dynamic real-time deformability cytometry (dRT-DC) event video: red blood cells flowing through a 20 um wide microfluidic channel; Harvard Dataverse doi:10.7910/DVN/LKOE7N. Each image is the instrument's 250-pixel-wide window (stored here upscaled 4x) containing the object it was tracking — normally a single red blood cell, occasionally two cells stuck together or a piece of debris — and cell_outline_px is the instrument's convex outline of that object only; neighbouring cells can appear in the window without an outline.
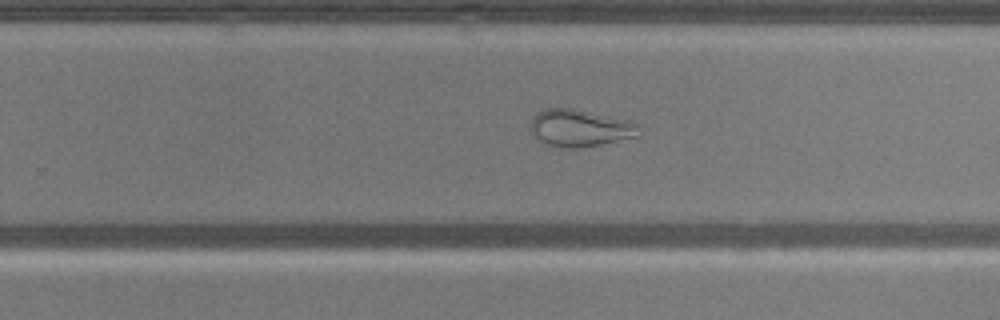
{"species": "common noctule bat (a hibernating species)", "species_latin": "Nyctalus noctula", "temperature_condition": "warm", "stored_images_in_passage": 50, "camera_frame_rate_fps": 3000, "um_per_image_px": 0.085, "animal": {"sex": "male", "body_mass_g": 20.5, "forearm_length_mm": 52.5}, "frame": {"image": 1, "passage_image": 31, "time_ms": 10.0, "image_size_px": [1000, 320], "cell_outline_px": [[640, 136], [580, 148], [560, 148], [548, 144], [532, 136], [528, 128], [532, 116], [536, 112], [544, 108], [572, 108], [628, 120], [636, 124]], "centroid_in_image_um": [49.21, 10.88], "position_along_channel_um": 280.6, "area_um2": 23.64}}
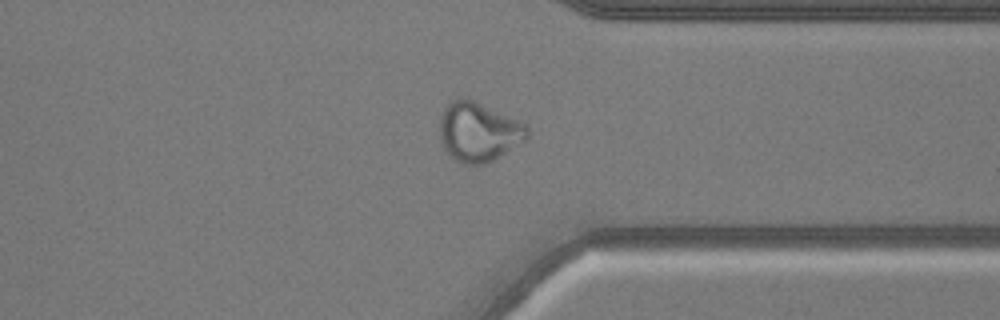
{"frame": {"image": 2, "passage_image": 38, "time_ms": 12.333, "image_size_px": [1000, 320], "cell_outline_px": [[528, 140], [492, 160], [484, 164], [464, 164], [452, 160], [448, 156], [440, 140], [440, 116], [444, 108], [456, 96], [472, 100], [516, 120], [524, 124], [528, 128]], "centroid_in_image_um": [40.64, 11.24], "position_along_channel_um": 370.8, "area_um2": 30.17}}
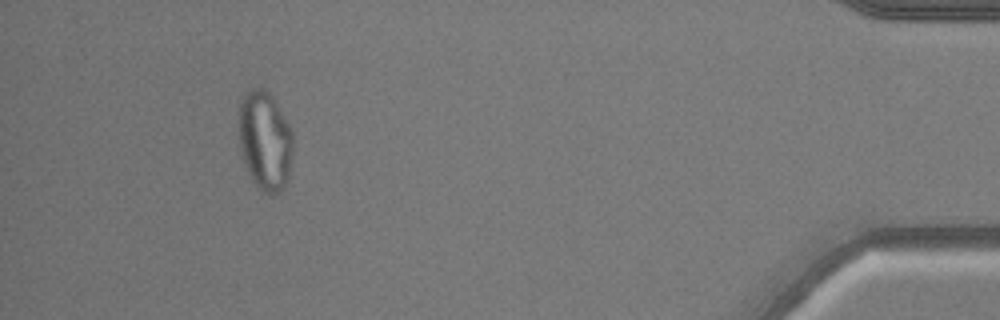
{"frame": {"image": 3, "passage_image": 46, "time_ms": 15.0, "image_size_px": [1000, 320], "cell_outline_px": [[292, 156], [288, 180], [284, 188], [272, 196], [264, 192], [252, 180], [244, 160], [240, 148], [240, 104], [244, 92], [248, 88], [264, 88], [268, 92], [292, 128]], "centroid_in_image_um": [22.54, 11.96], "position_along_channel_um": 412.7, "area_um2": 31.15}}